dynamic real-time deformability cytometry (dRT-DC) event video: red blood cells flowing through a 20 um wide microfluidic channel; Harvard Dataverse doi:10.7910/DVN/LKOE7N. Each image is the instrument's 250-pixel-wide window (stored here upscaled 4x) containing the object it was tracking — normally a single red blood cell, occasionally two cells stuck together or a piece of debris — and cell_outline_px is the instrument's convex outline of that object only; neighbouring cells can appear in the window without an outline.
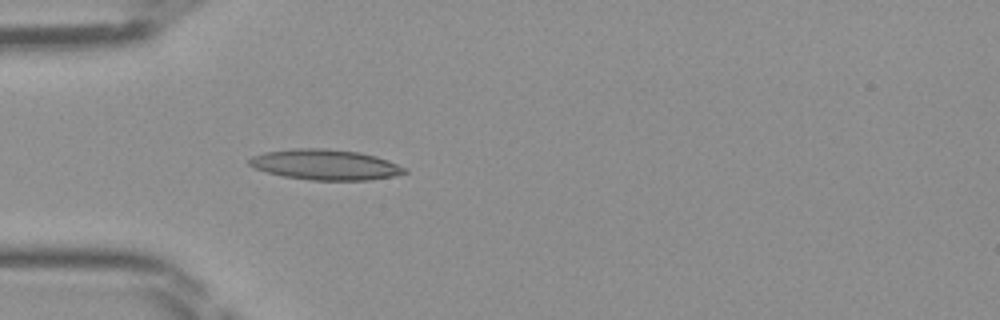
{"species": "Egyptian fruit bat (a non-hibernating species)", "species_latin": "Rousettus aegyptiacus", "temperature_condition": "room temperature", "stored_images_in_passage": 34, "camera_frame_rate_fps": 3000, "um_per_image_px": 0.085, "frame": {"image": 1, "passage_image": 5, "time_ms": 1.333, "image_size_px": [1000, 320], "cell_outline_px": [[408, 172], [396, 176], [368, 180], [312, 180], [284, 176], [252, 168], [248, 164], [248, 160], [252, 156], [264, 152], [292, 148], [324, 148], [360, 152], [376, 156], [388, 160], [408, 168]], "centroid_in_image_um": [27.67, 13.99], "position_along_channel_um": 57.3, "area_um2": 27.8}}
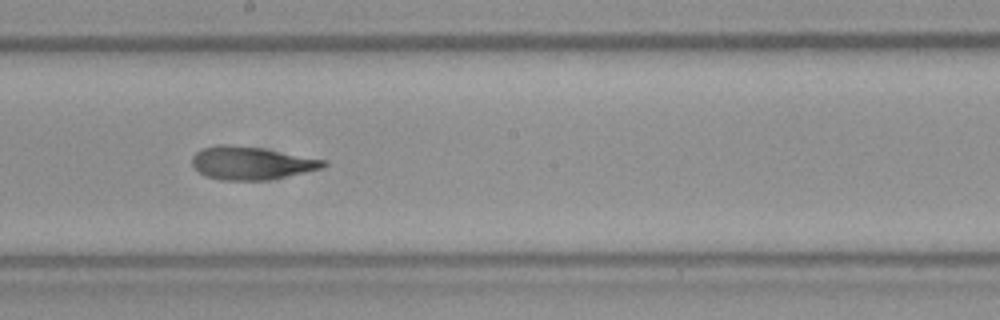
{"frame": {"image": 2, "passage_image": 17, "time_ms": 5.333, "image_size_px": [1000, 320], "cell_outline_px": [[328, 164], [324, 168], [264, 180], [220, 180], [208, 176], [200, 172], [192, 164], [192, 156], [200, 148], [216, 144], [232, 144], [260, 148], [328, 160]], "centroid_in_image_um": [21.35, 13.84], "position_along_channel_um": 226.9, "area_um2": 25.14}}
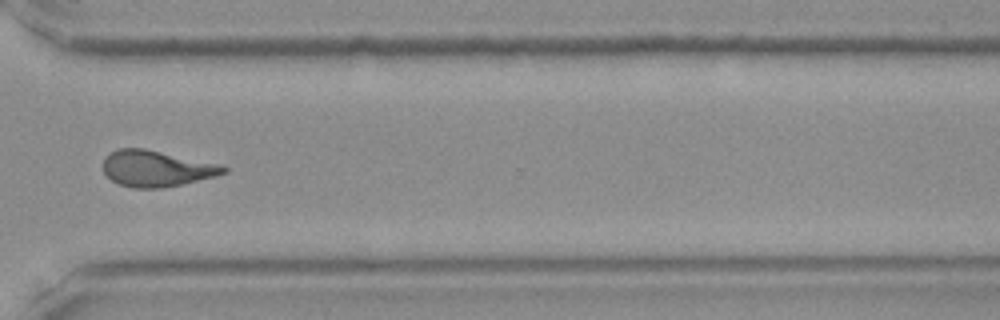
{"frame": {"image": 3, "passage_image": 26, "time_ms": 8.333, "image_size_px": [1000, 320], "cell_outline_px": [[228, 172], [216, 176], [180, 184], [160, 188], [132, 188], [120, 184], [112, 180], [104, 172], [104, 156], [116, 148], [144, 148], [224, 164], [228, 168]], "centroid_in_image_um": [13.33, 14.3], "position_along_channel_um": 357.3, "area_um2": 25.55}}